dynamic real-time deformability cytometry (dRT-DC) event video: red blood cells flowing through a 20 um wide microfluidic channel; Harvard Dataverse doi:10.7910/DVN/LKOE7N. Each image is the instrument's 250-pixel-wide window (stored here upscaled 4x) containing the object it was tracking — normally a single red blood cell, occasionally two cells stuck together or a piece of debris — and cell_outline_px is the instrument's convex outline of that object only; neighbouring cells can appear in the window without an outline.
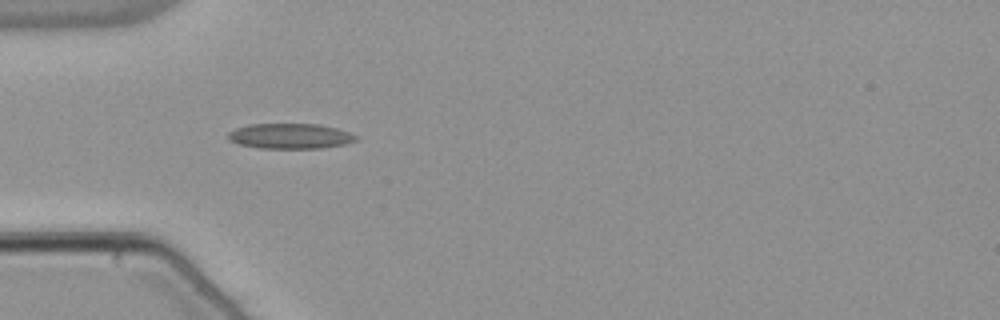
{"species": "common noctule bat (a hibernating species)", "species_latin": "Nyctalus noctula", "temperature_condition": "warm", "stored_images_in_passage": 13, "camera_frame_rate_fps": 3000, "um_per_image_px": 0.085, "animal": {"sex": "male", "body_mass_g": 21.5, "forearm_length_mm": 52.0}, "frame": {"image": 1, "passage_image": 6, "time_ms": 1.667, "image_size_px": [1000, 320], "cell_outline_px": [[360, 136], [356, 140], [344, 144], [320, 148], [260, 148], [240, 144], [232, 140], [228, 136], [228, 132], [236, 128], [248, 124], [320, 124], [336, 128]], "centroid_in_image_um": [24.69, 11.56], "position_along_channel_um": 60.3, "area_um2": 18.67}}
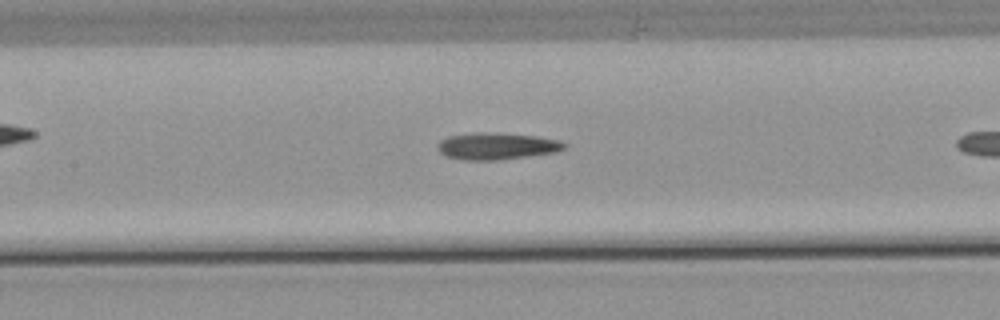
{"frame": {"image": 2, "passage_image": 11, "time_ms": 3.333, "image_size_px": [1000, 320], "cell_outline_px": [[568, 148], [556, 152], [496, 160], [464, 160], [444, 156], [436, 148], [436, 144], [440, 140], [448, 136], [476, 132], [492, 132], [536, 136], [560, 140], [568, 144]], "centroid_in_image_um": [42.21, 12.41], "position_along_channel_um": 165.2, "area_um2": 20.06}}